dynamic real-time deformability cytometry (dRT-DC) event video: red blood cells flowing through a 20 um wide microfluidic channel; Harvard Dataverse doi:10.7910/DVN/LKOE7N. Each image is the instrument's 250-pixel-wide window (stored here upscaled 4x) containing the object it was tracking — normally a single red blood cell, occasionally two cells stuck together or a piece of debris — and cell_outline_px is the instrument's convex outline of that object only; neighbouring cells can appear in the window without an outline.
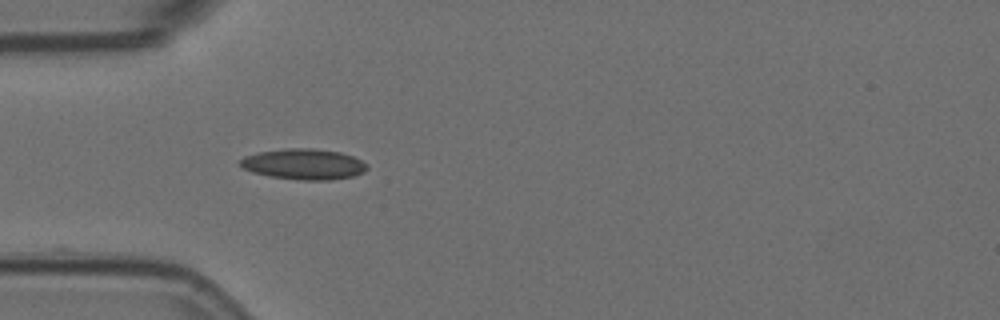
{"species": "Egyptian fruit bat (a non-hibernating species)", "species_latin": "Rousettus aegyptiacus", "temperature_condition": "room temperature", "stored_images_in_passage": 9, "camera_frame_rate_fps": 3000, "um_per_image_px": 0.085, "animal": {"sex": "female"}, "frame": {"image": 1, "passage_image": 1, "time_ms": 0.0, "image_size_px": [1000, 320], "cell_outline_px": [[368, 168], [364, 172], [352, 176], [332, 180], [300, 180], [272, 176], [252, 172], [244, 168], [240, 164], [240, 160], [244, 156], [260, 152], [284, 148], [312, 148], [340, 152], [352, 156], [368, 164]], "centroid_in_image_um": [25.84, 13.95], "position_along_channel_um": 59.2, "area_um2": 22.6}}
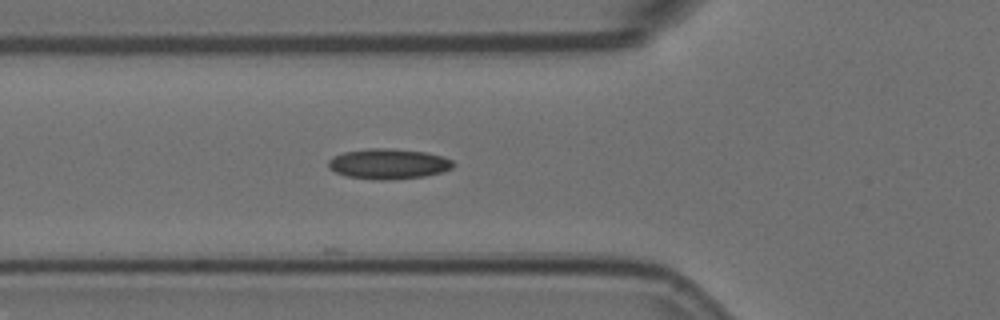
{"frame": {"image": 2, "passage_image": 4, "time_ms": 1.0, "image_size_px": [1000, 320], "cell_outline_px": [[456, 164], [452, 168], [444, 172], [424, 176], [388, 180], [372, 180], [348, 176], [336, 172], [328, 168], [328, 160], [332, 156], [344, 152], [372, 148], [388, 148], [424, 152], [444, 156], [452, 160]], "centroid_in_image_um": [33.03, 13.93], "position_along_channel_um": 92.8, "area_um2": 22.2}}
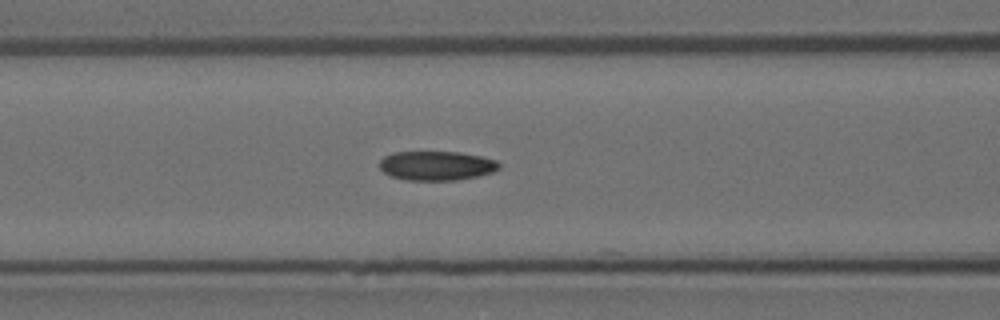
{"frame": {"image": 3, "passage_image": 7, "time_ms": 2.0, "image_size_px": [1000, 320], "cell_outline_px": [[500, 168], [492, 172], [476, 176], [456, 180], [408, 180], [392, 176], [384, 172], [380, 168], [380, 160], [384, 156], [392, 152], [460, 152], [480, 156], [496, 160], [500, 164]], "centroid_in_image_um": [37.1, 14.07], "position_along_channel_um": 129.5, "area_um2": 20.29}}